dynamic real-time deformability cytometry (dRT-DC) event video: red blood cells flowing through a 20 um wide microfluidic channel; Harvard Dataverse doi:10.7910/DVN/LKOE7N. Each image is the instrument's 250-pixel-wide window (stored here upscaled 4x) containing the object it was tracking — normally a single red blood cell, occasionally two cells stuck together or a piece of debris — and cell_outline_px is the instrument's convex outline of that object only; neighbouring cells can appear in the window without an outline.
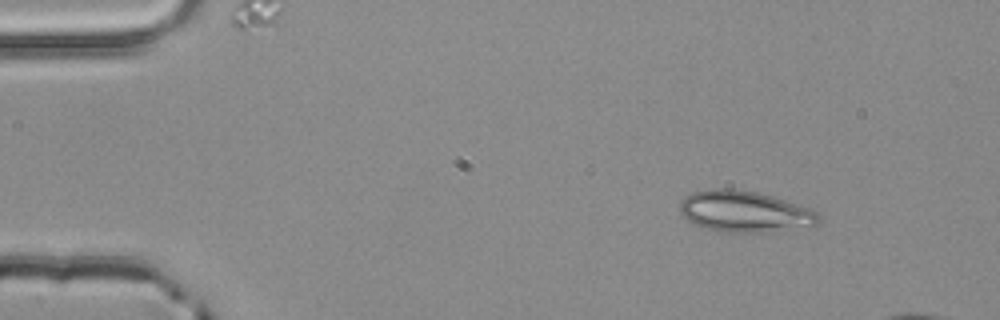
{"species": "common noctule bat (a hibernating species)", "species_latin": "Nyctalus noctula", "temperature_condition": "room temperature", "stored_images_in_passage": 3, "camera_frame_rate_fps": 3000, "um_per_image_px": 0.085, "animal": {"sex": "male", "body_mass_g": 20.4}, "frame": {"image": 1, "passage_image": 1, "time_ms": 0.0, "image_size_px": [1000, 320], "cell_outline_px": [[820, 220], [816, 224], [772, 232], [720, 232], [692, 224], [680, 212], [680, 200], [684, 196], [692, 192], [712, 188], [732, 188], [756, 192], [772, 196], [800, 204], [816, 212], [820, 216]], "centroid_in_image_um": [63.25, 17.97], "position_along_channel_um": 21.8, "area_um2": 33.47}}